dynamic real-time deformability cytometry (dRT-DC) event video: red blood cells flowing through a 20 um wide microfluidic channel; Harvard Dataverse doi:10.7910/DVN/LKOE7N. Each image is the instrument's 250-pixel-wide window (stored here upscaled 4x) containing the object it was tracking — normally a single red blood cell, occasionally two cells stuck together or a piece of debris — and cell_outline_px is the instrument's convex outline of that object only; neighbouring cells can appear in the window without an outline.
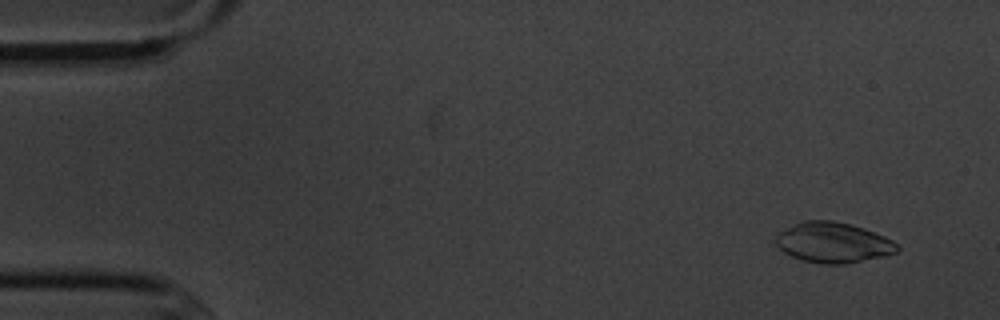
{"species": "common noctule bat (a hibernating species)", "species_latin": "Nyctalus noctula", "temperature_condition": "cold", "stored_images_in_passage": 4, "camera_frame_rate_fps": 3000, "um_per_image_px": 0.085, "animal": {"sex": "male", "body_mass_g": 20.1, "forearm_length_mm": 53.5}, "frame": {"image": 1, "passage_image": 1, "time_ms": 0.0, "image_size_px": [1000, 320], "cell_outline_px": [[900, 248], [896, 252], [884, 256], [844, 264], [824, 264], [804, 260], [792, 256], [784, 252], [776, 244], [776, 236], [780, 232], [804, 220], [832, 220], [852, 224], [864, 228], [884, 236], [892, 240]], "centroid_in_image_um": [70.84, 20.61], "position_along_channel_um": 14.2, "area_um2": 28.26}}
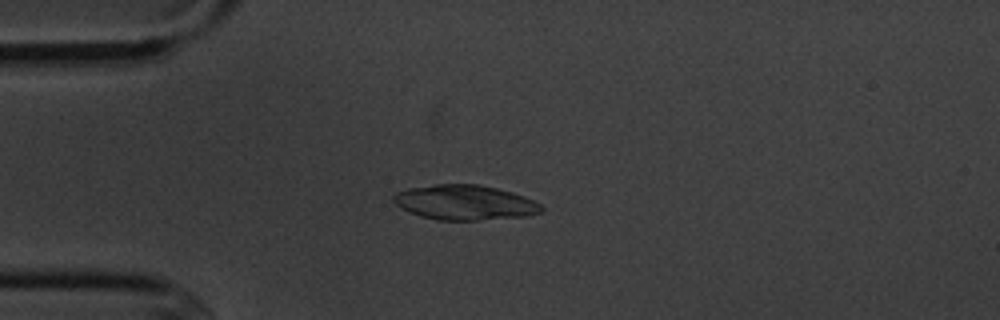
{"frame": {"image": 2, "passage_image": 4, "time_ms": 3.333, "image_size_px": [1000, 320], "cell_outline_px": [[544, 212], [528, 216], [476, 220], [436, 220], [420, 216], [396, 204], [392, 200], [392, 196], [396, 192], [408, 188], [436, 184], [476, 184], [496, 188], [512, 192], [524, 196], [540, 204], [544, 208]], "centroid_in_image_um": [39.53, 17.21], "position_along_channel_um": 45.5, "area_um2": 30.06}}